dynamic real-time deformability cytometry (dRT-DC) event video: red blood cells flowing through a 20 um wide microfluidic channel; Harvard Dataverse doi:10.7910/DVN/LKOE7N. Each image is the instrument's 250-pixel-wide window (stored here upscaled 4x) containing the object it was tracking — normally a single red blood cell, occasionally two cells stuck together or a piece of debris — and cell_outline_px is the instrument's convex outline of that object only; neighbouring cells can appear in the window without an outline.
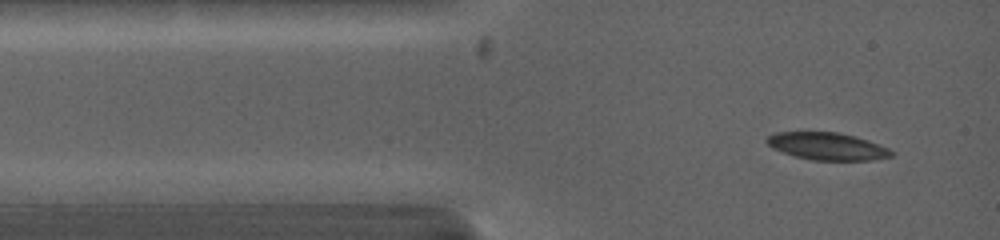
{"species": "common noctule bat (a hibernating species)", "species_latin": "Nyctalus noctula", "temperature_condition": "warm", "stored_images_in_passage": 14, "camera_frame_rate_fps": 5000, "um_per_image_px": 0.085, "animal": {"sex": "female", "body_mass_g": 19.0, "forearm_length_mm": 53.3}, "frame": {"image": 1, "passage_image": 1, "time_ms": 0.0, "image_size_px": [1000, 240], "cell_outline_px": [[896, 152], [892, 156], [872, 160], [812, 160], [796, 156], [772, 148], [764, 140], [768, 136], [776, 132], [840, 132], [856, 136], [868, 140], [888, 148]], "centroid_in_image_um": [70.34, 12.42], "position_along_channel_um": 14.7, "area_um2": 19.88}}
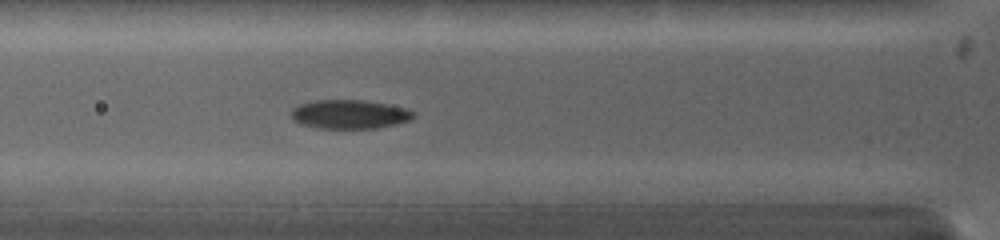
{"frame": {"image": 2, "passage_image": 8, "time_ms": 2.8, "image_size_px": [1000, 240], "cell_outline_px": [[416, 116], [408, 120], [396, 124], [376, 128], [320, 128], [300, 124], [292, 120], [292, 108], [300, 104], [312, 100], [360, 100], [384, 104], [404, 108], [416, 112]], "centroid_in_image_um": [29.68, 9.71], "position_along_channel_um": 96.1, "area_um2": 20.46}}